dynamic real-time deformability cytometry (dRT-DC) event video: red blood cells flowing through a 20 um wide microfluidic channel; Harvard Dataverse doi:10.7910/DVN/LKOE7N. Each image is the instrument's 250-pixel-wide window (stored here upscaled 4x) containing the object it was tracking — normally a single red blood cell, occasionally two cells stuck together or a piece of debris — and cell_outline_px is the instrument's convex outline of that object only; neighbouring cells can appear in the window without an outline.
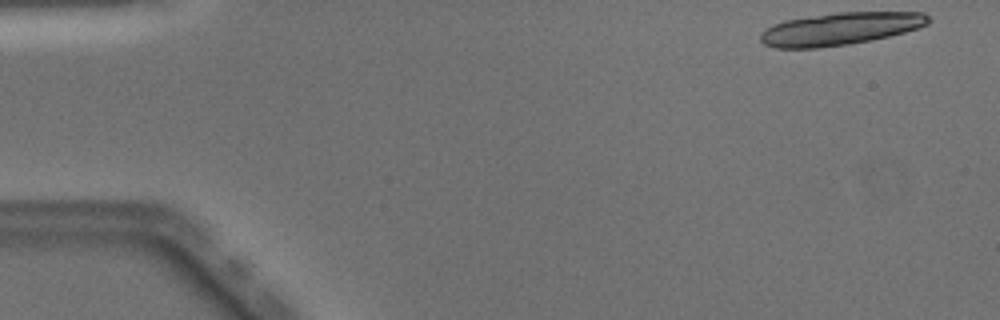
{"species": "Egyptian fruit bat (a non-hibernating species)", "species_latin": "Rousettus aegyptiacus", "temperature_condition": "warm", "stored_images_in_passage": 9, "camera_frame_rate_fps": 3000, "um_per_image_px": 0.085, "animal": {"sex": "male"}, "frame": {"image": 1, "passage_image": 1, "time_ms": 0.0, "image_size_px": [1000, 320], "cell_outline_px": [[932, 20], [928, 24], [920, 28], [888, 36], [848, 44], [816, 48], [776, 48], [764, 44], [760, 40], [760, 32], [764, 28], [772, 24], [784, 20], [836, 12], [924, 12]], "centroid_in_image_um": [71.39, 2.44], "position_along_channel_um": 13.6, "area_um2": 31.96}}